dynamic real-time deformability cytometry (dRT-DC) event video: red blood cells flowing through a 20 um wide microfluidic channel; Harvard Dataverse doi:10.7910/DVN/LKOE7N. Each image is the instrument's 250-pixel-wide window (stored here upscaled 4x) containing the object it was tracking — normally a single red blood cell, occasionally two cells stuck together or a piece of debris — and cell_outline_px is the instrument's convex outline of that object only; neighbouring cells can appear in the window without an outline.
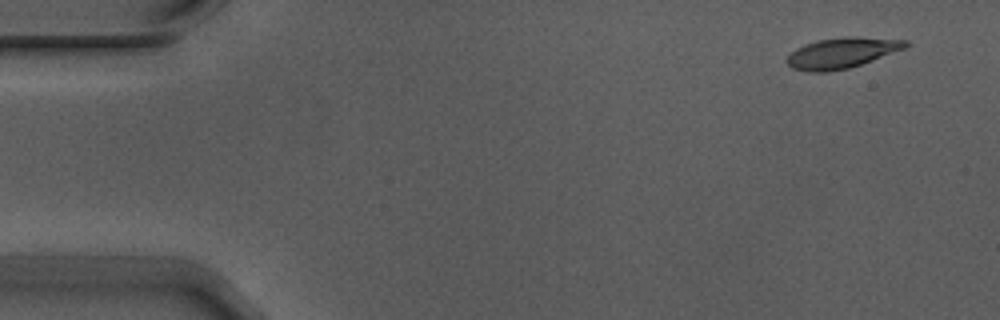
{"species": "Egyptian fruit bat (a non-hibernating species)", "species_latin": "Rousettus aegyptiacus", "temperature_condition": "warm", "stored_images_in_passage": 5, "camera_frame_rate_fps": 3000, "um_per_image_px": 0.085, "animal": {"sex": "male"}, "frame": {"image": 1, "passage_image": 1, "time_ms": 0.0, "image_size_px": [1000, 320], "cell_outline_px": [[908, 48], [848, 68], [828, 72], [808, 72], [792, 68], [784, 60], [796, 48], [816, 40], [844, 36], [856, 36], [908, 40]], "centroid_in_image_um": [71.57, 4.49], "position_along_channel_um": 13.4, "area_um2": 21.33}}